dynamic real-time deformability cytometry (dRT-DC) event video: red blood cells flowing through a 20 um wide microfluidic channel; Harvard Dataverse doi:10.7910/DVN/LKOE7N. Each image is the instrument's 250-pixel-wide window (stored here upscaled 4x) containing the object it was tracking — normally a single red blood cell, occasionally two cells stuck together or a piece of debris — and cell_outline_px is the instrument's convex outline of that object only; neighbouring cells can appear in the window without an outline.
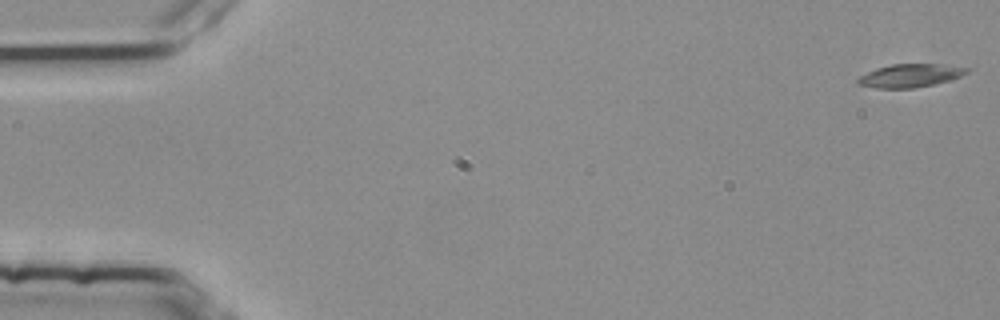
{"species": "common noctule bat (a hibernating species)", "species_latin": "Nyctalus noctula", "temperature_condition": "room temperature", "stored_images_in_passage": 5, "segment_of_instrument_passage": [2, 2], "camera_frame_rate_fps": 3000, "um_per_image_px": 0.085, "animal": {"sex": "female", "body_mass_g": 25.1}, "frame": {"image": 1, "passage_image": 5, "time_ms": 1.333, "image_size_px": [1000, 320], "cell_outline_px": [[968, 72], [960, 76], [948, 80], [932, 84], [912, 88], [876, 88], [856, 84], [856, 80], [860, 76], [876, 68], [892, 64], [940, 64], [968, 68]], "centroid_in_image_um": [77.31, 6.42], "position_along_channel_um": 7.7, "area_um2": 14.51}}